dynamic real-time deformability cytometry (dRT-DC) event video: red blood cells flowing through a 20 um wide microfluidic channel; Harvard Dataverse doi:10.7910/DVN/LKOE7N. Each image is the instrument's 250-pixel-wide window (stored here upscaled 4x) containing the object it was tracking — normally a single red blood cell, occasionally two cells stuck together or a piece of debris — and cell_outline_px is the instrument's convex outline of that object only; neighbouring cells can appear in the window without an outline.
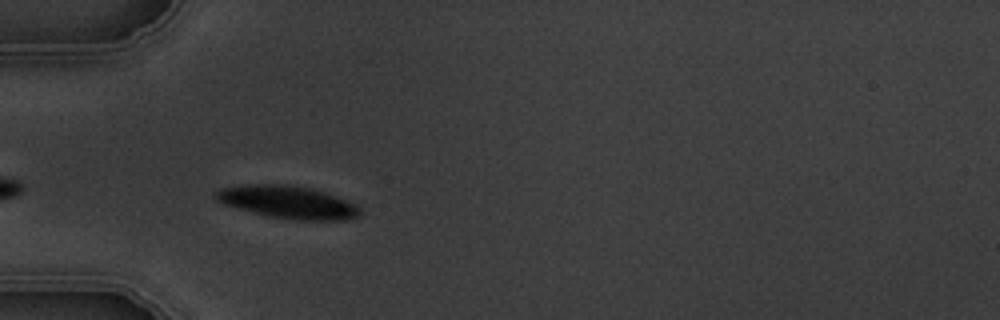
{"species": "common noctule bat (a hibernating species)", "species_latin": "Nyctalus noctula", "temperature_condition": "warm", "stored_images_in_passage": 4, "camera_frame_rate_fps": 3000, "um_per_image_px": 0.085, "animal": {"sex": "male", "body_mass_g": 19.5, "forearm_length_mm": 54.6}, "frame": {"image": 1, "passage_image": 4, "time_ms": 3.333, "image_size_px": [1000, 320], "cell_outline_px": [[360, 216], [348, 220], [296, 220], [268, 216], [224, 204], [216, 200], [212, 196], [220, 188], [248, 184], [288, 184], [312, 188], [336, 196], [356, 204], [360, 208]], "centroid_in_image_um": [24.48, 17.18], "position_along_channel_um": 60.5, "area_um2": 27.51}}